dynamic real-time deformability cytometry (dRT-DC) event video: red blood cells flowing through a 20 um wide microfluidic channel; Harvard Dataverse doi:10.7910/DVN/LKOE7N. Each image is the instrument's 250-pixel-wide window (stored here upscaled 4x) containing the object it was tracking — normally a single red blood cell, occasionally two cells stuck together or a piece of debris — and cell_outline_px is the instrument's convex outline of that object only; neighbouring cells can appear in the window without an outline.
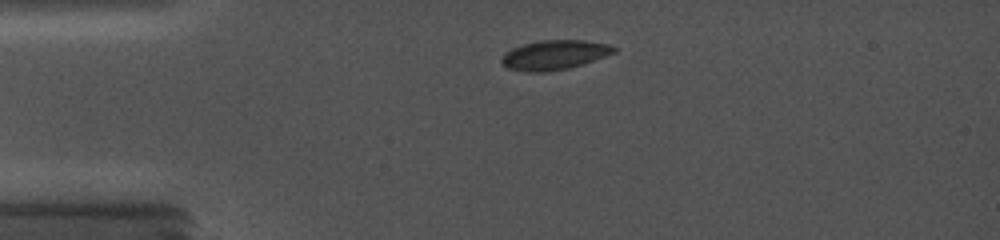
{"species": "common noctule bat (a hibernating species)", "species_latin": "Nyctalus noctula", "temperature_condition": "cold", "stored_images_in_passage": 28, "camera_frame_rate_fps": 5000, "um_per_image_px": 0.085, "animal": {"sex": "female", "body_mass_g": 19.0, "forearm_length_mm": 56.7}, "frame": {"image": 1, "passage_image": 4, "time_ms": 1.4, "image_size_px": [1000, 240], "cell_outline_px": [[616, 52], [568, 68], [540, 72], [532, 72], [508, 68], [500, 60], [512, 48], [524, 44], [540, 40], [584, 40], [608, 44], [616, 48]], "centroid_in_image_um": [47.13, 4.65], "position_along_channel_um": 37.9, "area_um2": 18.79}}
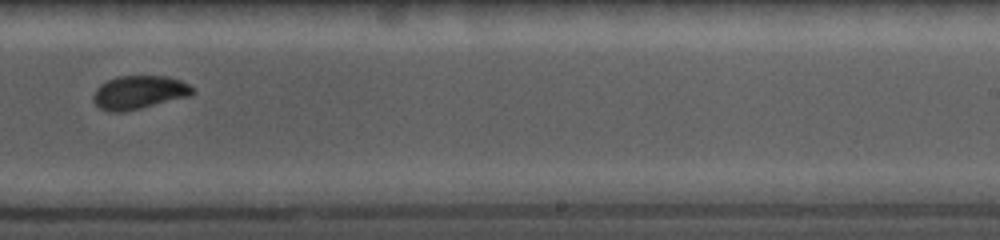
{"frame": {"image": 2, "passage_image": 18, "time_ms": 8.6, "image_size_px": [1000, 240], "cell_outline_px": [[196, 92], [192, 96], [124, 112], [108, 112], [100, 108], [92, 100], [92, 96], [96, 88], [100, 84], [108, 80], [120, 76], [168, 76], [180, 80], [196, 88]], "centroid_in_image_um": [11.85, 7.86], "position_along_channel_um": 277.1, "area_um2": 19.65}}
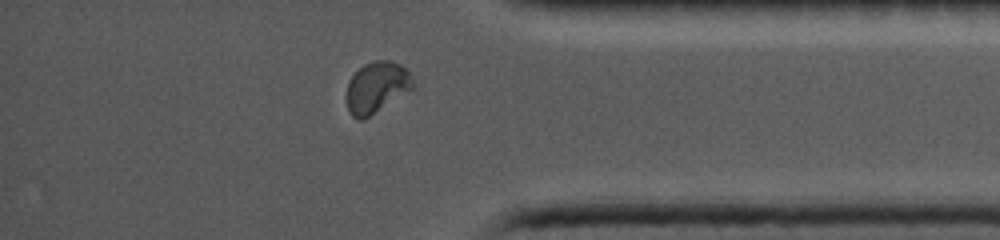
{"frame": {"image": 3, "passage_image": 25, "time_ms": 12.0, "image_size_px": [1000, 240], "cell_outline_px": [[416, 88], [368, 116], [360, 120], [356, 120], [348, 112], [348, 84], [352, 76], [364, 64], [376, 60], [388, 60], [400, 64], [408, 68]], "centroid_in_image_um": [32.08, 7.41], "position_along_channel_um": 403.1, "area_um2": 19.71}}